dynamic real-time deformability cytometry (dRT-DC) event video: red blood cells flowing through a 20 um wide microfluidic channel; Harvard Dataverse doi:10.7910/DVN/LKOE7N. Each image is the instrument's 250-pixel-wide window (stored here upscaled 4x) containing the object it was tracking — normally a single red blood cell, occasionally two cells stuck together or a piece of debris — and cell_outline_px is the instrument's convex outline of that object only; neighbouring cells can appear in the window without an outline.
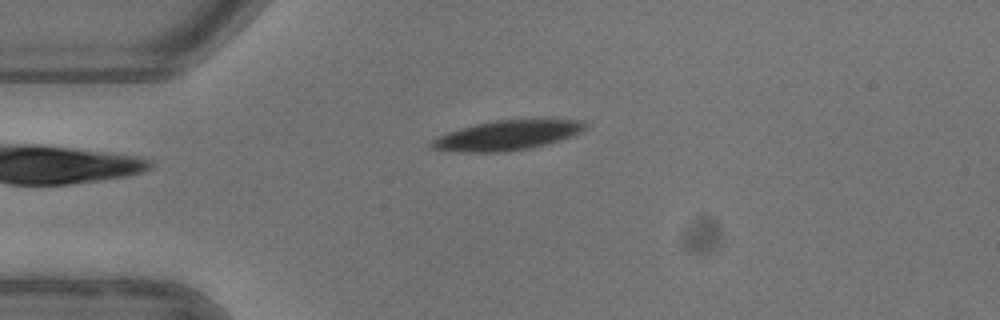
{"species": "common noctule bat (a hibernating species)", "species_latin": "Nyctalus noctula", "temperature_condition": "warm", "stored_images_in_passage": 5, "camera_frame_rate_fps": 3000, "um_per_image_px": 0.085, "animal": {"sex": "female"}, "frame": {"image": 1, "passage_image": 5, "time_ms": 5.0, "image_size_px": [1000, 320], "cell_outline_px": [[588, 124], [580, 132], [572, 136], [560, 140], [528, 148], [500, 152], [464, 152], [432, 148], [428, 144], [436, 136], [460, 128], [476, 124], [496, 120], [584, 120]], "centroid_in_image_um": [43.07, 11.5], "position_along_channel_um": 41.9, "area_um2": 26.18}}